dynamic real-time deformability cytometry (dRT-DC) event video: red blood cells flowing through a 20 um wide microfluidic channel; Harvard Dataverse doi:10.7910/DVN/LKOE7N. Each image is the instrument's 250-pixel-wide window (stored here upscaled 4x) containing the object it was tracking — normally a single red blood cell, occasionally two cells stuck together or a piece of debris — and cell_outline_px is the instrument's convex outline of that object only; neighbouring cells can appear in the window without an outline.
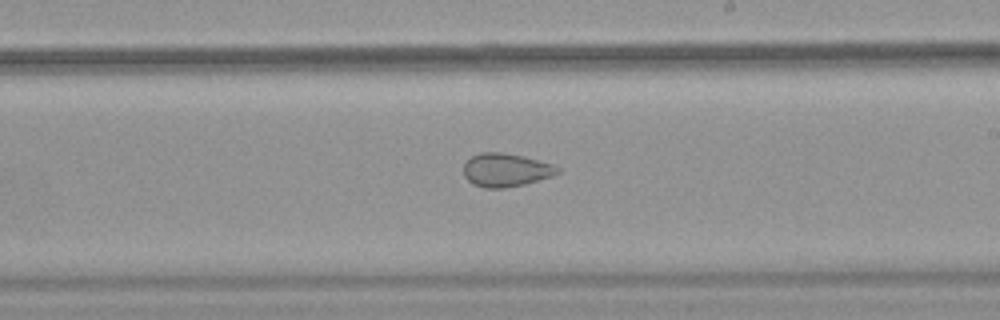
{"species": "common noctule bat (a hibernating species)", "species_latin": "Nyctalus noctula", "temperature_condition": "warm", "stored_images_in_passage": 28, "camera_frame_rate_fps": 3000, "um_per_image_px": 0.085, "animal": {"sex": "female", "body_mass_g": 18.4}, "frame": {"image": 1, "passage_image": 16, "time_ms": 5.0, "image_size_px": [1000, 320], "cell_outline_px": [[560, 172], [552, 176], [524, 184], [504, 188], [484, 188], [472, 184], [464, 176], [464, 164], [472, 156], [480, 152], [504, 152], [524, 156], [552, 164], [560, 168]], "centroid_in_image_um": [42.99, 14.45], "position_along_channel_um": 246.0, "area_um2": 18.32}}